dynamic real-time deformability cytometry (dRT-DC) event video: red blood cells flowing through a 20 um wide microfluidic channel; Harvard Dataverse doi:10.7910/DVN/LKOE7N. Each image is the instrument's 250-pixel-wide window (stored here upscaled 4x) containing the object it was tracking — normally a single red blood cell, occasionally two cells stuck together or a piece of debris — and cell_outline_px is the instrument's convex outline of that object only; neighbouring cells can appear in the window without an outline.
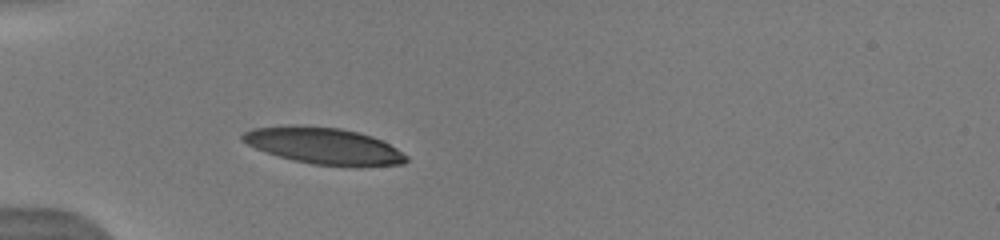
{"species": "human", "species_latin": "Homo sapiens", "temperature_condition": "warm", "stored_images_in_passage": 5, "camera_frame_rate_fps": 3000, "um_per_image_px": 0.085, "donor": {"sex": "male"}, "frame": {"image": 1, "passage_image": 1, "time_ms": 0.0, "image_size_px": [1000, 240], "cell_outline_px": [[408, 160], [404, 164], [316, 164], [296, 160], [280, 156], [256, 148], [240, 140], [240, 136], [244, 132], [252, 128], [292, 124], [340, 128], [372, 136], [396, 148], [408, 156]], "centroid_in_image_um": [27.44, 12.34], "position_along_channel_um": 57.6, "area_um2": 33.81}}